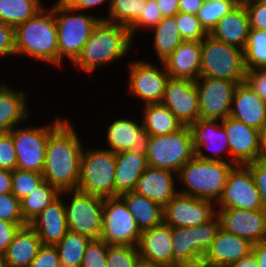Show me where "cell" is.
Here are the masks:
<instances>
[{
  "mask_svg": "<svg viewBox=\"0 0 266 267\" xmlns=\"http://www.w3.org/2000/svg\"><path fill=\"white\" fill-rule=\"evenodd\" d=\"M27 224H14L0 220V253L4 254L20 227Z\"/></svg>",
  "mask_w": 266,
  "mask_h": 267,
  "instance_id": "obj_53",
  "label": "cell"
},
{
  "mask_svg": "<svg viewBox=\"0 0 266 267\" xmlns=\"http://www.w3.org/2000/svg\"><path fill=\"white\" fill-rule=\"evenodd\" d=\"M108 244L101 239L91 240L80 267H107Z\"/></svg>",
  "mask_w": 266,
  "mask_h": 267,
  "instance_id": "obj_46",
  "label": "cell"
},
{
  "mask_svg": "<svg viewBox=\"0 0 266 267\" xmlns=\"http://www.w3.org/2000/svg\"><path fill=\"white\" fill-rule=\"evenodd\" d=\"M163 63L170 78L196 81L201 76V41H183Z\"/></svg>",
  "mask_w": 266,
  "mask_h": 267,
  "instance_id": "obj_27",
  "label": "cell"
},
{
  "mask_svg": "<svg viewBox=\"0 0 266 267\" xmlns=\"http://www.w3.org/2000/svg\"><path fill=\"white\" fill-rule=\"evenodd\" d=\"M171 227L164 222L141 231L138 252L142 263L174 267Z\"/></svg>",
  "mask_w": 266,
  "mask_h": 267,
  "instance_id": "obj_22",
  "label": "cell"
},
{
  "mask_svg": "<svg viewBox=\"0 0 266 267\" xmlns=\"http://www.w3.org/2000/svg\"><path fill=\"white\" fill-rule=\"evenodd\" d=\"M28 224L37 232L41 244L56 245L69 231L62 195Z\"/></svg>",
  "mask_w": 266,
  "mask_h": 267,
  "instance_id": "obj_26",
  "label": "cell"
},
{
  "mask_svg": "<svg viewBox=\"0 0 266 267\" xmlns=\"http://www.w3.org/2000/svg\"><path fill=\"white\" fill-rule=\"evenodd\" d=\"M0 267H7V263L4 254L0 253Z\"/></svg>",
  "mask_w": 266,
  "mask_h": 267,
  "instance_id": "obj_62",
  "label": "cell"
},
{
  "mask_svg": "<svg viewBox=\"0 0 266 267\" xmlns=\"http://www.w3.org/2000/svg\"><path fill=\"white\" fill-rule=\"evenodd\" d=\"M17 168V155L9 132L0 133V169L14 171Z\"/></svg>",
  "mask_w": 266,
  "mask_h": 267,
  "instance_id": "obj_47",
  "label": "cell"
},
{
  "mask_svg": "<svg viewBox=\"0 0 266 267\" xmlns=\"http://www.w3.org/2000/svg\"><path fill=\"white\" fill-rule=\"evenodd\" d=\"M139 123L128 118L112 121L106 130L108 150L114 153L131 151L146 156L150 135L143 127L142 120Z\"/></svg>",
  "mask_w": 266,
  "mask_h": 267,
  "instance_id": "obj_20",
  "label": "cell"
},
{
  "mask_svg": "<svg viewBox=\"0 0 266 267\" xmlns=\"http://www.w3.org/2000/svg\"><path fill=\"white\" fill-rule=\"evenodd\" d=\"M204 0H179V12L197 15Z\"/></svg>",
  "mask_w": 266,
  "mask_h": 267,
  "instance_id": "obj_56",
  "label": "cell"
},
{
  "mask_svg": "<svg viewBox=\"0 0 266 267\" xmlns=\"http://www.w3.org/2000/svg\"><path fill=\"white\" fill-rule=\"evenodd\" d=\"M44 181L42 173L15 169L12 171L11 193L19 200L29 195Z\"/></svg>",
  "mask_w": 266,
  "mask_h": 267,
  "instance_id": "obj_42",
  "label": "cell"
},
{
  "mask_svg": "<svg viewBox=\"0 0 266 267\" xmlns=\"http://www.w3.org/2000/svg\"><path fill=\"white\" fill-rule=\"evenodd\" d=\"M133 41L128 27L100 20L73 66L86 73H93L106 64L109 66L122 59L131 51Z\"/></svg>",
  "mask_w": 266,
  "mask_h": 267,
  "instance_id": "obj_2",
  "label": "cell"
},
{
  "mask_svg": "<svg viewBox=\"0 0 266 267\" xmlns=\"http://www.w3.org/2000/svg\"><path fill=\"white\" fill-rule=\"evenodd\" d=\"M225 267H258V262L254 253L250 252L248 255Z\"/></svg>",
  "mask_w": 266,
  "mask_h": 267,
  "instance_id": "obj_59",
  "label": "cell"
},
{
  "mask_svg": "<svg viewBox=\"0 0 266 267\" xmlns=\"http://www.w3.org/2000/svg\"><path fill=\"white\" fill-rule=\"evenodd\" d=\"M216 204L210 200L178 192L163 210L164 223L170 227L202 225L216 215Z\"/></svg>",
  "mask_w": 266,
  "mask_h": 267,
  "instance_id": "obj_15",
  "label": "cell"
},
{
  "mask_svg": "<svg viewBox=\"0 0 266 267\" xmlns=\"http://www.w3.org/2000/svg\"><path fill=\"white\" fill-rule=\"evenodd\" d=\"M252 252L257 259L258 267H266V240L253 245Z\"/></svg>",
  "mask_w": 266,
  "mask_h": 267,
  "instance_id": "obj_58",
  "label": "cell"
},
{
  "mask_svg": "<svg viewBox=\"0 0 266 267\" xmlns=\"http://www.w3.org/2000/svg\"><path fill=\"white\" fill-rule=\"evenodd\" d=\"M140 263L137 246L108 245L107 267H138Z\"/></svg>",
  "mask_w": 266,
  "mask_h": 267,
  "instance_id": "obj_41",
  "label": "cell"
},
{
  "mask_svg": "<svg viewBox=\"0 0 266 267\" xmlns=\"http://www.w3.org/2000/svg\"><path fill=\"white\" fill-rule=\"evenodd\" d=\"M70 193L72 196L69 204H66L64 200L68 230L87 236L91 240L100 239L103 199L77 189L62 191L60 195H69L70 197Z\"/></svg>",
  "mask_w": 266,
  "mask_h": 267,
  "instance_id": "obj_11",
  "label": "cell"
},
{
  "mask_svg": "<svg viewBox=\"0 0 266 267\" xmlns=\"http://www.w3.org/2000/svg\"><path fill=\"white\" fill-rule=\"evenodd\" d=\"M29 267H61L56 246L42 244Z\"/></svg>",
  "mask_w": 266,
  "mask_h": 267,
  "instance_id": "obj_48",
  "label": "cell"
},
{
  "mask_svg": "<svg viewBox=\"0 0 266 267\" xmlns=\"http://www.w3.org/2000/svg\"><path fill=\"white\" fill-rule=\"evenodd\" d=\"M237 84L235 81L200 76L195 81L200 118L222 121L230 116L231 103Z\"/></svg>",
  "mask_w": 266,
  "mask_h": 267,
  "instance_id": "obj_14",
  "label": "cell"
},
{
  "mask_svg": "<svg viewBox=\"0 0 266 267\" xmlns=\"http://www.w3.org/2000/svg\"><path fill=\"white\" fill-rule=\"evenodd\" d=\"M119 197L125 202L140 231L157 227L164 222V207L159 203L139 195L135 191L123 193Z\"/></svg>",
  "mask_w": 266,
  "mask_h": 267,
  "instance_id": "obj_32",
  "label": "cell"
},
{
  "mask_svg": "<svg viewBox=\"0 0 266 267\" xmlns=\"http://www.w3.org/2000/svg\"><path fill=\"white\" fill-rule=\"evenodd\" d=\"M90 241L91 239L87 236L68 231L55 245L59 253L61 267H80Z\"/></svg>",
  "mask_w": 266,
  "mask_h": 267,
  "instance_id": "obj_37",
  "label": "cell"
},
{
  "mask_svg": "<svg viewBox=\"0 0 266 267\" xmlns=\"http://www.w3.org/2000/svg\"><path fill=\"white\" fill-rule=\"evenodd\" d=\"M264 1L266 0H239V4L245 5V4L264 2Z\"/></svg>",
  "mask_w": 266,
  "mask_h": 267,
  "instance_id": "obj_61",
  "label": "cell"
},
{
  "mask_svg": "<svg viewBox=\"0 0 266 267\" xmlns=\"http://www.w3.org/2000/svg\"><path fill=\"white\" fill-rule=\"evenodd\" d=\"M220 227L228 233L242 237L253 245L266 240V211L216 208Z\"/></svg>",
  "mask_w": 266,
  "mask_h": 267,
  "instance_id": "obj_18",
  "label": "cell"
},
{
  "mask_svg": "<svg viewBox=\"0 0 266 267\" xmlns=\"http://www.w3.org/2000/svg\"><path fill=\"white\" fill-rule=\"evenodd\" d=\"M162 19L163 16L161 14L157 1L147 0L141 16L129 27L131 37L134 39V36H137L135 32H137L138 30H150Z\"/></svg>",
  "mask_w": 266,
  "mask_h": 267,
  "instance_id": "obj_44",
  "label": "cell"
},
{
  "mask_svg": "<svg viewBox=\"0 0 266 267\" xmlns=\"http://www.w3.org/2000/svg\"><path fill=\"white\" fill-rule=\"evenodd\" d=\"M8 85L6 83H3L1 84L0 82V92L3 91Z\"/></svg>",
  "mask_w": 266,
  "mask_h": 267,
  "instance_id": "obj_64",
  "label": "cell"
},
{
  "mask_svg": "<svg viewBox=\"0 0 266 267\" xmlns=\"http://www.w3.org/2000/svg\"><path fill=\"white\" fill-rule=\"evenodd\" d=\"M161 104L184 126H190L200 118L198 91L193 80L169 78Z\"/></svg>",
  "mask_w": 266,
  "mask_h": 267,
  "instance_id": "obj_17",
  "label": "cell"
},
{
  "mask_svg": "<svg viewBox=\"0 0 266 267\" xmlns=\"http://www.w3.org/2000/svg\"><path fill=\"white\" fill-rule=\"evenodd\" d=\"M150 31L153 35V48L159 62H163L184 40L179 34L175 17H164Z\"/></svg>",
  "mask_w": 266,
  "mask_h": 267,
  "instance_id": "obj_34",
  "label": "cell"
},
{
  "mask_svg": "<svg viewBox=\"0 0 266 267\" xmlns=\"http://www.w3.org/2000/svg\"><path fill=\"white\" fill-rule=\"evenodd\" d=\"M238 4L239 0H204L197 17L204 29L210 33L217 22Z\"/></svg>",
  "mask_w": 266,
  "mask_h": 267,
  "instance_id": "obj_40",
  "label": "cell"
},
{
  "mask_svg": "<svg viewBox=\"0 0 266 267\" xmlns=\"http://www.w3.org/2000/svg\"><path fill=\"white\" fill-rule=\"evenodd\" d=\"M15 55V28L0 22V57Z\"/></svg>",
  "mask_w": 266,
  "mask_h": 267,
  "instance_id": "obj_52",
  "label": "cell"
},
{
  "mask_svg": "<svg viewBox=\"0 0 266 267\" xmlns=\"http://www.w3.org/2000/svg\"><path fill=\"white\" fill-rule=\"evenodd\" d=\"M161 66V67H160ZM128 91L143 104L161 103L170 75L163 62L159 67L144 60L130 61Z\"/></svg>",
  "mask_w": 266,
  "mask_h": 267,
  "instance_id": "obj_13",
  "label": "cell"
},
{
  "mask_svg": "<svg viewBox=\"0 0 266 267\" xmlns=\"http://www.w3.org/2000/svg\"><path fill=\"white\" fill-rule=\"evenodd\" d=\"M221 123L228 138L231 161L235 165H246L256 161L259 149V130L230 116Z\"/></svg>",
  "mask_w": 266,
  "mask_h": 267,
  "instance_id": "obj_21",
  "label": "cell"
},
{
  "mask_svg": "<svg viewBox=\"0 0 266 267\" xmlns=\"http://www.w3.org/2000/svg\"><path fill=\"white\" fill-rule=\"evenodd\" d=\"M174 17L179 34L184 41H201L209 34L197 15L178 12Z\"/></svg>",
  "mask_w": 266,
  "mask_h": 267,
  "instance_id": "obj_43",
  "label": "cell"
},
{
  "mask_svg": "<svg viewBox=\"0 0 266 267\" xmlns=\"http://www.w3.org/2000/svg\"><path fill=\"white\" fill-rule=\"evenodd\" d=\"M116 153L108 149L83 150L77 190L102 199L117 197L115 193Z\"/></svg>",
  "mask_w": 266,
  "mask_h": 267,
  "instance_id": "obj_6",
  "label": "cell"
},
{
  "mask_svg": "<svg viewBox=\"0 0 266 267\" xmlns=\"http://www.w3.org/2000/svg\"><path fill=\"white\" fill-rule=\"evenodd\" d=\"M140 234L133 215L119 196L103 199L101 240L108 245L137 246Z\"/></svg>",
  "mask_w": 266,
  "mask_h": 267,
  "instance_id": "obj_12",
  "label": "cell"
},
{
  "mask_svg": "<svg viewBox=\"0 0 266 267\" xmlns=\"http://www.w3.org/2000/svg\"><path fill=\"white\" fill-rule=\"evenodd\" d=\"M148 167L147 157L131 151L116 153L115 169V193L120 196L123 193L134 191L138 179Z\"/></svg>",
  "mask_w": 266,
  "mask_h": 267,
  "instance_id": "obj_30",
  "label": "cell"
},
{
  "mask_svg": "<svg viewBox=\"0 0 266 267\" xmlns=\"http://www.w3.org/2000/svg\"><path fill=\"white\" fill-rule=\"evenodd\" d=\"M41 245L37 232L29 224L20 227L4 253L7 267H29Z\"/></svg>",
  "mask_w": 266,
  "mask_h": 267,
  "instance_id": "obj_29",
  "label": "cell"
},
{
  "mask_svg": "<svg viewBox=\"0 0 266 267\" xmlns=\"http://www.w3.org/2000/svg\"><path fill=\"white\" fill-rule=\"evenodd\" d=\"M254 178L256 188L259 191L263 209L266 211V163L254 161L246 164Z\"/></svg>",
  "mask_w": 266,
  "mask_h": 267,
  "instance_id": "obj_49",
  "label": "cell"
},
{
  "mask_svg": "<svg viewBox=\"0 0 266 267\" xmlns=\"http://www.w3.org/2000/svg\"><path fill=\"white\" fill-rule=\"evenodd\" d=\"M244 81L266 103V68L246 70Z\"/></svg>",
  "mask_w": 266,
  "mask_h": 267,
  "instance_id": "obj_50",
  "label": "cell"
},
{
  "mask_svg": "<svg viewBox=\"0 0 266 267\" xmlns=\"http://www.w3.org/2000/svg\"><path fill=\"white\" fill-rule=\"evenodd\" d=\"M257 161L266 163V125L259 131V149Z\"/></svg>",
  "mask_w": 266,
  "mask_h": 267,
  "instance_id": "obj_60",
  "label": "cell"
},
{
  "mask_svg": "<svg viewBox=\"0 0 266 267\" xmlns=\"http://www.w3.org/2000/svg\"><path fill=\"white\" fill-rule=\"evenodd\" d=\"M220 229L215 215L202 225L171 227L174 267H201V261Z\"/></svg>",
  "mask_w": 266,
  "mask_h": 267,
  "instance_id": "obj_7",
  "label": "cell"
},
{
  "mask_svg": "<svg viewBox=\"0 0 266 267\" xmlns=\"http://www.w3.org/2000/svg\"><path fill=\"white\" fill-rule=\"evenodd\" d=\"M248 240L223 230L217 231L215 239L204 254L201 267H225L252 252Z\"/></svg>",
  "mask_w": 266,
  "mask_h": 267,
  "instance_id": "obj_23",
  "label": "cell"
},
{
  "mask_svg": "<svg viewBox=\"0 0 266 267\" xmlns=\"http://www.w3.org/2000/svg\"><path fill=\"white\" fill-rule=\"evenodd\" d=\"M157 4L164 17H174L179 12V0H158Z\"/></svg>",
  "mask_w": 266,
  "mask_h": 267,
  "instance_id": "obj_55",
  "label": "cell"
},
{
  "mask_svg": "<svg viewBox=\"0 0 266 267\" xmlns=\"http://www.w3.org/2000/svg\"><path fill=\"white\" fill-rule=\"evenodd\" d=\"M0 220L14 224H27L21 212L20 200L12 193L0 194Z\"/></svg>",
  "mask_w": 266,
  "mask_h": 267,
  "instance_id": "obj_45",
  "label": "cell"
},
{
  "mask_svg": "<svg viewBox=\"0 0 266 267\" xmlns=\"http://www.w3.org/2000/svg\"><path fill=\"white\" fill-rule=\"evenodd\" d=\"M234 166L233 162L203 160L194 156L177 173L179 182L185 187L178 192L216 204Z\"/></svg>",
  "mask_w": 266,
  "mask_h": 267,
  "instance_id": "obj_4",
  "label": "cell"
},
{
  "mask_svg": "<svg viewBox=\"0 0 266 267\" xmlns=\"http://www.w3.org/2000/svg\"><path fill=\"white\" fill-rule=\"evenodd\" d=\"M57 22L59 66L66 57L73 63L80 55L94 27L102 18L69 8L59 0L53 4ZM75 12V13H74Z\"/></svg>",
  "mask_w": 266,
  "mask_h": 267,
  "instance_id": "obj_5",
  "label": "cell"
},
{
  "mask_svg": "<svg viewBox=\"0 0 266 267\" xmlns=\"http://www.w3.org/2000/svg\"><path fill=\"white\" fill-rule=\"evenodd\" d=\"M243 56L246 70L266 68V30L250 28Z\"/></svg>",
  "mask_w": 266,
  "mask_h": 267,
  "instance_id": "obj_39",
  "label": "cell"
},
{
  "mask_svg": "<svg viewBox=\"0 0 266 267\" xmlns=\"http://www.w3.org/2000/svg\"><path fill=\"white\" fill-rule=\"evenodd\" d=\"M65 119L56 118L54 123L41 127L17 126L9 132L17 155V169L43 172L48 138Z\"/></svg>",
  "mask_w": 266,
  "mask_h": 267,
  "instance_id": "obj_10",
  "label": "cell"
},
{
  "mask_svg": "<svg viewBox=\"0 0 266 267\" xmlns=\"http://www.w3.org/2000/svg\"><path fill=\"white\" fill-rule=\"evenodd\" d=\"M218 122L219 120L199 118L190 125L195 156L203 160L232 162L226 132L222 123ZM203 149L210 150L213 155L205 154ZM224 153L228 154V159L223 158Z\"/></svg>",
  "mask_w": 266,
  "mask_h": 267,
  "instance_id": "obj_19",
  "label": "cell"
},
{
  "mask_svg": "<svg viewBox=\"0 0 266 267\" xmlns=\"http://www.w3.org/2000/svg\"><path fill=\"white\" fill-rule=\"evenodd\" d=\"M175 175L174 171L148 166L134 191L164 207L178 193Z\"/></svg>",
  "mask_w": 266,
  "mask_h": 267,
  "instance_id": "obj_25",
  "label": "cell"
},
{
  "mask_svg": "<svg viewBox=\"0 0 266 267\" xmlns=\"http://www.w3.org/2000/svg\"><path fill=\"white\" fill-rule=\"evenodd\" d=\"M230 117L259 131L266 125V103L245 81L235 88Z\"/></svg>",
  "mask_w": 266,
  "mask_h": 267,
  "instance_id": "obj_24",
  "label": "cell"
},
{
  "mask_svg": "<svg viewBox=\"0 0 266 267\" xmlns=\"http://www.w3.org/2000/svg\"><path fill=\"white\" fill-rule=\"evenodd\" d=\"M147 0H112L107 17L110 23L130 27L142 14Z\"/></svg>",
  "mask_w": 266,
  "mask_h": 267,
  "instance_id": "obj_38",
  "label": "cell"
},
{
  "mask_svg": "<svg viewBox=\"0 0 266 267\" xmlns=\"http://www.w3.org/2000/svg\"><path fill=\"white\" fill-rule=\"evenodd\" d=\"M59 1L69 8L85 12L87 9L89 10L95 8L96 6H101L105 2L109 3L108 8H110L112 0H59Z\"/></svg>",
  "mask_w": 266,
  "mask_h": 267,
  "instance_id": "obj_54",
  "label": "cell"
},
{
  "mask_svg": "<svg viewBox=\"0 0 266 267\" xmlns=\"http://www.w3.org/2000/svg\"><path fill=\"white\" fill-rule=\"evenodd\" d=\"M250 28L266 30V1L245 4Z\"/></svg>",
  "mask_w": 266,
  "mask_h": 267,
  "instance_id": "obj_51",
  "label": "cell"
},
{
  "mask_svg": "<svg viewBox=\"0 0 266 267\" xmlns=\"http://www.w3.org/2000/svg\"><path fill=\"white\" fill-rule=\"evenodd\" d=\"M195 156L190 126H182L173 133L150 136L148 166L178 173L182 166Z\"/></svg>",
  "mask_w": 266,
  "mask_h": 267,
  "instance_id": "obj_9",
  "label": "cell"
},
{
  "mask_svg": "<svg viewBox=\"0 0 266 267\" xmlns=\"http://www.w3.org/2000/svg\"><path fill=\"white\" fill-rule=\"evenodd\" d=\"M81 142L69 119H65L48 138L42 175L60 192L77 189L84 149Z\"/></svg>",
  "mask_w": 266,
  "mask_h": 267,
  "instance_id": "obj_1",
  "label": "cell"
},
{
  "mask_svg": "<svg viewBox=\"0 0 266 267\" xmlns=\"http://www.w3.org/2000/svg\"><path fill=\"white\" fill-rule=\"evenodd\" d=\"M218 208L263 209L254 178L246 165H235L229 172Z\"/></svg>",
  "mask_w": 266,
  "mask_h": 267,
  "instance_id": "obj_16",
  "label": "cell"
},
{
  "mask_svg": "<svg viewBox=\"0 0 266 267\" xmlns=\"http://www.w3.org/2000/svg\"><path fill=\"white\" fill-rule=\"evenodd\" d=\"M245 73L242 49L209 34L201 40V76L241 83Z\"/></svg>",
  "mask_w": 266,
  "mask_h": 267,
  "instance_id": "obj_8",
  "label": "cell"
},
{
  "mask_svg": "<svg viewBox=\"0 0 266 267\" xmlns=\"http://www.w3.org/2000/svg\"><path fill=\"white\" fill-rule=\"evenodd\" d=\"M12 171L0 169V194L11 193Z\"/></svg>",
  "mask_w": 266,
  "mask_h": 267,
  "instance_id": "obj_57",
  "label": "cell"
},
{
  "mask_svg": "<svg viewBox=\"0 0 266 267\" xmlns=\"http://www.w3.org/2000/svg\"><path fill=\"white\" fill-rule=\"evenodd\" d=\"M27 93L8 85L0 92V133L10 132L29 118Z\"/></svg>",
  "mask_w": 266,
  "mask_h": 267,
  "instance_id": "obj_31",
  "label": "cell"
},
{
  "mask_svg": "<svg viewBox=\"0 0 266 267\" xmlns=\"http://www.w3.org/2000/svg\"><path fill=\"white\" fill-rule=\"evenodd\" d=\"M143 106L142 124L150 136L173 133L183 126L176 116L161 103Z\"/></svg>",
  "mask_w": 266,
  "mask_h": 267,
  "instance_id": "obj_33",
  "label": "cell"
},
{
  "mask_svg": "<svg viewBox=\"0 0 266 267\" xmlns=\"http://www.w3.org/2000/svg\"><path fill=\"white\" fill-rule=\"evenodd\" d=\"M60 191L44 180L29 195L20 200L24 221L28 224L33 218L60 196Z\"/></svg>",
  "mask_w": 266,
  "mask_h": 267,
  "instance_id": "obj_35",
  "label": "cell"
},
{
  "mask_svg": "<svg viewBox=\"0 0 266 267\" xmlns=\"http://www.w3.org/2000/svg\"><path fill=\"white\" fill-rule=\"evenodd\" d=\"M17 55L59 67L57 22L53 5L50 8L43 7L15 28V56Z\"/></svg>",
  "mask_w": 266,
  "mask_h": 267,
  "instance_id": "obj_3",
  "label": "cell"
},
{
  "mask_svg": "<svg viewBox=\"0 0 266 267\" xmlns=\"http://www.w3.org/2000/svg\"><path fill=\"white\" fill-rule=\"evenodd\" d=\"M249 30L250 23L246 7L238 4L217 22L209 35L228 45L244 50Z\"/></svg>",
  "mask_w": 266,
  "mask_h": 267,
  "instance_id": "obj_28",
  "label": "cell"
},
{
  "mask_svg": "<svg viewBox=\"0 0 266 267\" xmlns=\"http://www.w3.org/2000/svg\"><path fill=\"white\" fill-rule=\"evenodd\" d=\"M43 7L42 0H0V22L16 28Z\"/></svg>",
  "mask_w": 266,
  "mask_h": 267,
  "instance_id": "obj_36",
  "label": "cell"
},
{
  "mask_svg": "<svg viewBox=\"0 0 266 267\" xmlns=\"http://www.w3.org/2000/svg\"><path fill=\"white\" fill-rule=\"evenodd\" d=\"M138 267H162V266H158V265H152V264H146V263H140L138 265Z\"/></svg>",
  "mask_w": 266,
  "mask_h": 267,
  "instance_id": "obj_63",
  "label": "cell"
}]
</instances>
